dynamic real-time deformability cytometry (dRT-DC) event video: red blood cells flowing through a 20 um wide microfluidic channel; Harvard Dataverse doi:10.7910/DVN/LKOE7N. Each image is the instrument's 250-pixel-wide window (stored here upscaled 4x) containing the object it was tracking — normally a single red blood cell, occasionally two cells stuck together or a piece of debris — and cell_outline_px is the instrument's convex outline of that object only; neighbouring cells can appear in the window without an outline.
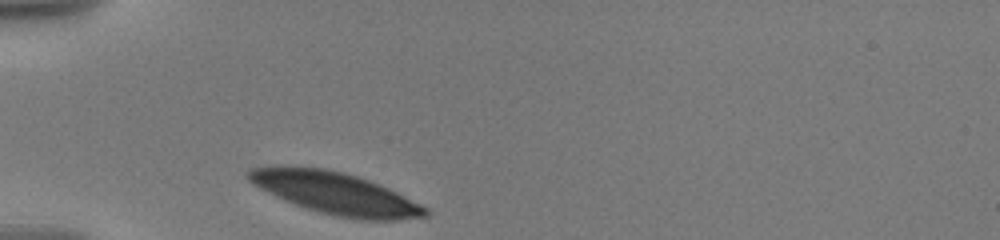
{"species": "human", "species_latin": "Homo sapiens", "temperature_condition": "warm", "stored_images_in_passage": 33, "camera_frame_rate_fps": 3000, "um_per_image_px": 0.085, "donor": {"sex": "male"}, "frame": {"image": 1, "passage_image": 1, "time_ms": 0.0, "image_size_px": [1000, 240], "cell_outline_px": [[428, 216], [400, 220], [360, 220], [336, 216], [304, 208], [268, 192], [252, 184], [244, 176], [252, 168], [268, 164], [292, 164], [324, 168], [344, 172], [380, 184], [428, 208]], "centroid_in_image_um": [28.44, 16.39], "position_along_channel_um": 56.6, "area_um2": 43.87}}
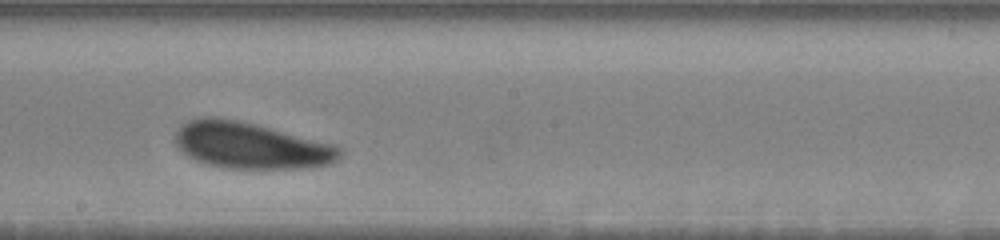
{"frame": {"image": 2, "passage_image": 13, "time_ms": 5.333, "image_size_px": [1000, 240], "cell_outline_px": [[340, 156], [336, 160], [328, 164], [308, 168], [228, 168], [204, 164], [188, 156], [176, 148], [176, 132], [188, 120], [204, 116], [216, 116], [236, 120], [332, 144], [340, 148]], "centroid_in_image_um": [21.24, 12.38], "position_along_channel_um": 227.0, "area_um2": 43.81}}
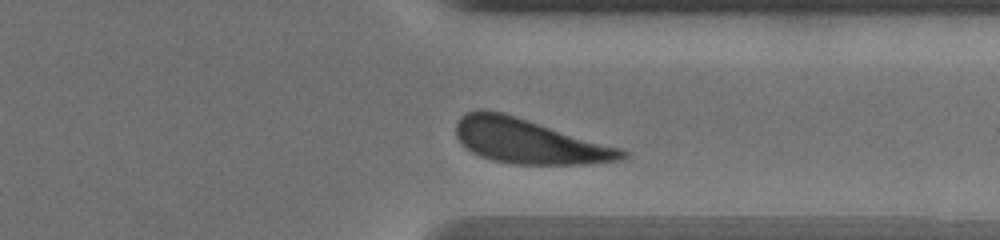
{"frame": {"image": 3, "passage_image": 28, "time_ms": 9.333, "image_size_px": [1000, 240], "cell_outline_px": [[628, 156], [620, 160], [584, 164], [516, 164], [492, 160], [480, 156], [464, 148], [456, 136], [456, 124], [460, 116], [468, 112], [480, 108], [500, 112], [516, 116], [620, 148], [628, 152]], "centroid_in_image_um": [44.91, 12.0], "position_along_channel_um": 366.5, "area_um2": 42.89}, "authors_computed_cell_mechanics": {"area_um2": 43.7546, "velocity_mm_per_s": 3.4735, "shape_relaxation_time_tau1_ms": 1.1424, "shape_relaxation_time_tau2_ms": 7.3472, "deformation_change_tau1": 0.0622, "deformation_change_tau2": 0.1679}}